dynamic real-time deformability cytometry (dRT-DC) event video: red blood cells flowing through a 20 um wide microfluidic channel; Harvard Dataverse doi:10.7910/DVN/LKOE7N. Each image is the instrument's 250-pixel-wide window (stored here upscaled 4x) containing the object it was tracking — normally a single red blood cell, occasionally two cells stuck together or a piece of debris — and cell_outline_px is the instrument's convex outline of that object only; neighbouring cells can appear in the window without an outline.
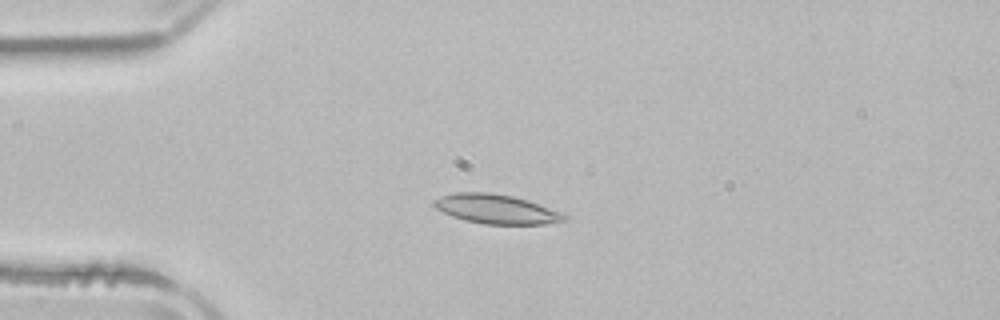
{"species": "common noctule bat (a hibernating species)", "species_latin": "Nyctalus noctula", "temperature_condition": "room temperature", "stored_images_in_passage": 4, "camera_frame_rate_fps": 3000, "um_per_image_px": 0.085, "animal": {"sex": "male", "body_mass_g": 21.5, "forearm_length_mm": 52.0}, "frame": {"image": 1, "passage_image": 2, "time_ms": 1.333, "image_size_px": [1000, 320], "cell_outline_px": [[568, 216], [564, 220], [544, 224], [484, 224], [464, 220], [452, 216], [436, 208], [432, 204], [436, 200], [444, 196], [456, 192], [488, 192], [512, 196], [528, 200]], "centroid_in_image_um": [42.16, 17.77], "position_along_channel_um": 42.8, "area_um2": 21.79}}
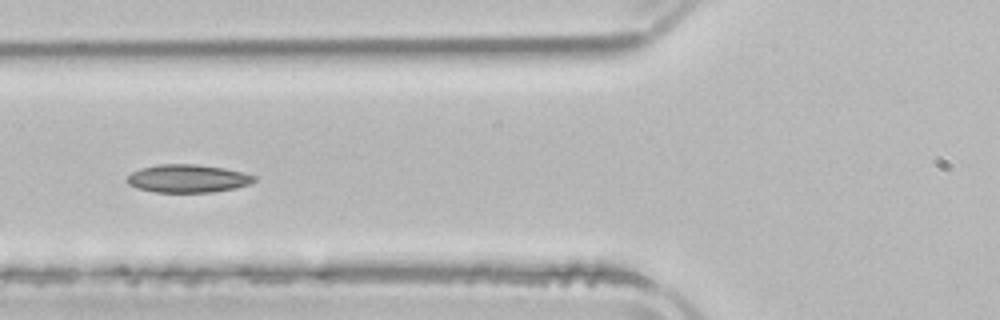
{"frame": {"image": 2, "passage_image": 4, "time_ms": 3.667, "image_size_px": [1000, 320], "cell_outline_px": [[256, 180], [252, 184], [236, 188], [212, 192], [156, 192], [136, 188], [128, 184], [124, 180], [132, 172], [140, 168], [160, 164], [196, 164], [224, 168], [244, 172], [256, 176]], "centroid_in_image_um": [15.97, 15.17], "position_along_channel_um": 109.8, "area_um2": 20.98}}